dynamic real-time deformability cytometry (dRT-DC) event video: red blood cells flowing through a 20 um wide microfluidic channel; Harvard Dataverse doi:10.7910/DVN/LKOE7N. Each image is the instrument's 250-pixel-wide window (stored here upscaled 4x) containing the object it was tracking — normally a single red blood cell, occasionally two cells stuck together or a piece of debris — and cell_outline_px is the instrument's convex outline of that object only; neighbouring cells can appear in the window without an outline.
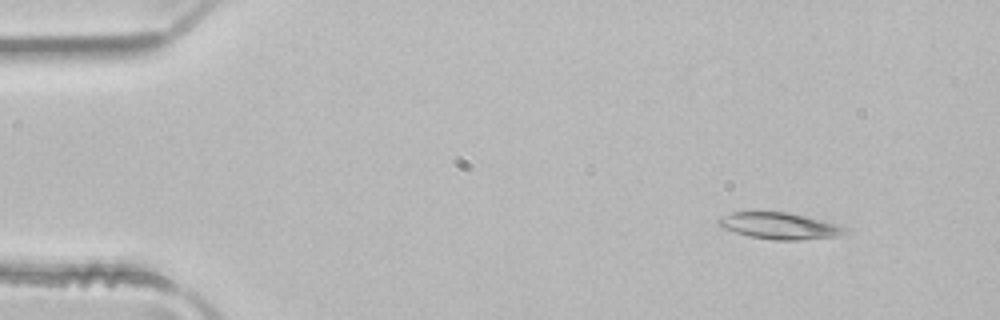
{"species": "common noctule bat (a hibernating species)", "species_latin": "Nyctalus noctula", "temperature_condition": "room temperature", "stored_images_in_passage": 5, "camera_frame_rate_fps": 3000, "um_per_image_px": 0.085, "animal": {"sex": "male", "body_mass_g": 21.5, "forearm_length_mm": 52.0}, "frame": {"image": 1, "passage_image": 5, "time_ms": 1.333, "image_size_px": [1000, 320], "cell_outline_px": [[848, 232], [836, 236], [796, 240], [776, 240], [748, 236], [720, 228], [716, 224], [716, 220], [720, 216], [732, 212], [788, 212], [820, 220], [848, 228]], "centroid_in_image_um": [66.16, 19.2], "position_along_channel_um": 18.8, "area_um2": 19.48}}